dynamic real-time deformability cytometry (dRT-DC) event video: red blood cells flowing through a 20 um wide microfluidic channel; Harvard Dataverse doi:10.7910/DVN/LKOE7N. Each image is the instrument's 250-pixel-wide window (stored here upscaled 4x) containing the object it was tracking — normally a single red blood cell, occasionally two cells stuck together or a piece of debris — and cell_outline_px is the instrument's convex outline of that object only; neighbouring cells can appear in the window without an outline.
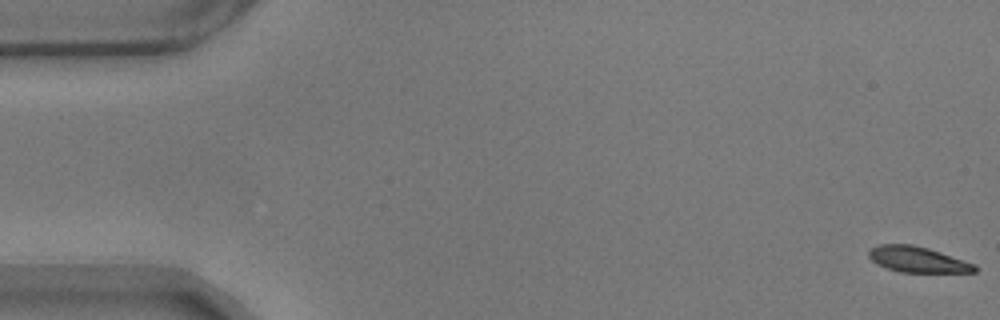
{"species": "common noctule bat (a hibernating species)", "species_latin": "Nyctalus noctula", "temperature_condition": "warm", "stored_images_in_passage": 58, "camera_frame_rate_fps": 3000, "um_per_image_px": 0.085, "animal": {"sex": "male", "body_mass_g": 17.9}, "frame": {"image": 1, "passage_image": 1, "time_ms": 0.0, "image_size_px": [1000, 320], "cell_outline_px": [[980, 268], [976, 272], [900, 272], [888, 268], [872, 260], [868, 256], [868, 248], [880, 244], [912, 244], [928, 248], [976, 264]], "centroid_in_image_um": [78.02, 22.05], "position_along_channel_um": 7.0, "area_um2": 15.9}}
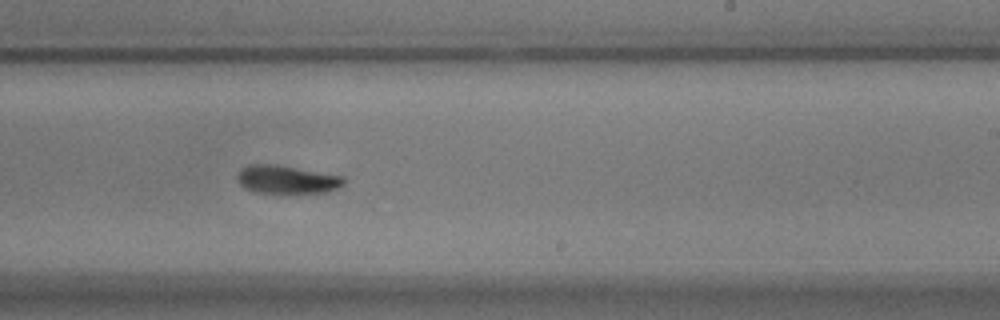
{"frame": {"image": 2, "passage_image": 35, "time_ms": 11.333, "image_size_px": [1000, 320], "cell_outline_px": [[344, 184], [328, 192], [256, 192], [244, 188], [236, 180], [236, 176], [240, 168], [248, 164], [276, 164], [344, 176]], "centroid_in_image_um": [24.33, 15.23], "position_along_channel_um": 264.7, "area_um2": 17.46}}
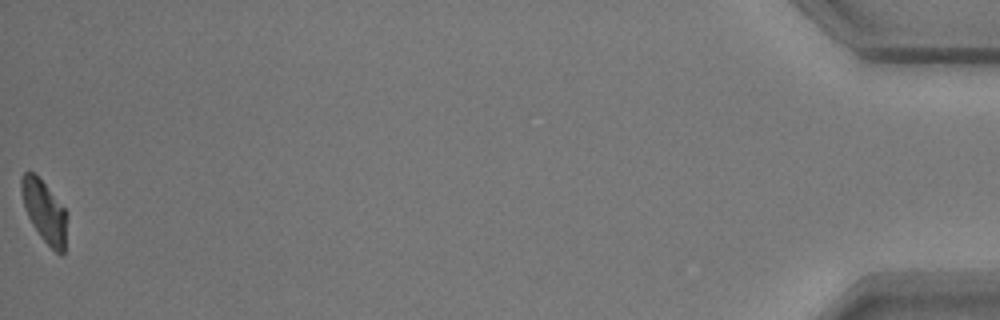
{"frame": {"image": 3, "passage_image": 58, "time_ms": 19.0, "image_size_px": [1000, 320], "cell_outline_px": [[64, 252], [60, 256], [40, 236], [28, 216], [24, 208], [20, 188], [20, 180], [24, 172], [32, 172], [44, 184], [64, 208]], "centroid_in_image_um": [3.71, 17.95], "position_along_channel_um": 431.5, "area_um2": 15.55}, "authors_computed_cell_mechanics": {"area_um2": 17.5134, "velocity_mm_per_s": 3.4929, "shape_relaxation_time_tau1_ms": 5.7586, "shape_relaxation_time_tau2_ms": null, "deformation_change_tau1": 0.1504, "deformation_change_tau2": null}}